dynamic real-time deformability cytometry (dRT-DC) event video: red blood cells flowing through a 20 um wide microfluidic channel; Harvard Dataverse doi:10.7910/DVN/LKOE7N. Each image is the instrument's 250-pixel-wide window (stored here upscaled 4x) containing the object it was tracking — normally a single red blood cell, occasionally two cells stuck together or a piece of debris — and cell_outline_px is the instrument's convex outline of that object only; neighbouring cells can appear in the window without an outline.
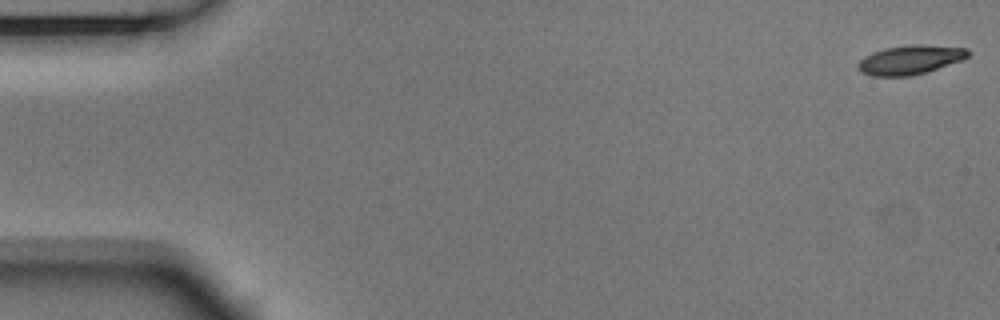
{"species": "Egyptian fruit bat (a non-hibernating species)", "species_latin": "Rousettus aegyptiacus", "temperature_condition": "room temperature", "stored_images_in_passage": 54, "camera_frame_rate_fps": 3000, "um_per_image_px": 0.085, "animal": {"sex": "male"}, "frame": {"image": 1, "passage_image": 1, "time_ms": 0.0, "image_size_px": [1000, 320], "cell_outline_px": [[972, 52], [964, 60], [912, 76], [872, 76], [860, 72], [856, 68], [856, 64], [864, 56], [872, 52], [884, 48], [912, 44], [920, 44], [968, 48]], "centroid_in_image_um": [77.36, 5.08], "position_along_channel_um": 7.6, "area_um2": 19.02}}
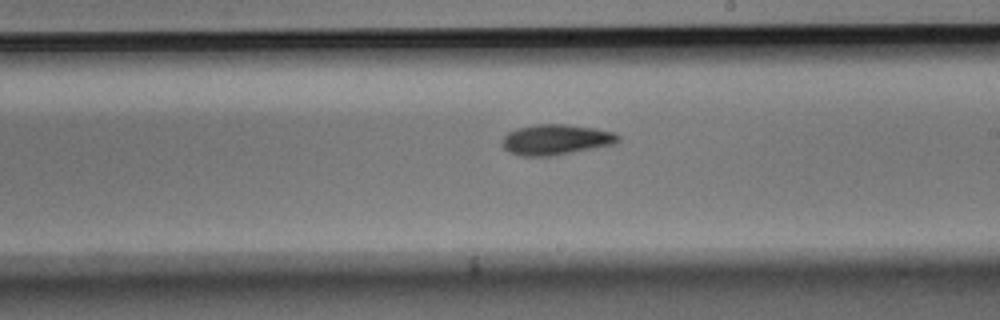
{"frame": {"image": 2, "passage_image": 31, "time_ms": 10.0, "image_size_px": [1000, 320], "cell_outline_px": [[620, 140], [612, 144], [552, 156], [520, 156], [504, 148], [504, 136], [508, 132], [516, 128], [536, 124], [564, 124], [596, 128], [612, 132], [620, 136]], "centroid_in_image_um": [47.25, 11.86], "position_along_channel_um": 241.8, "area_um2": 20.29}}
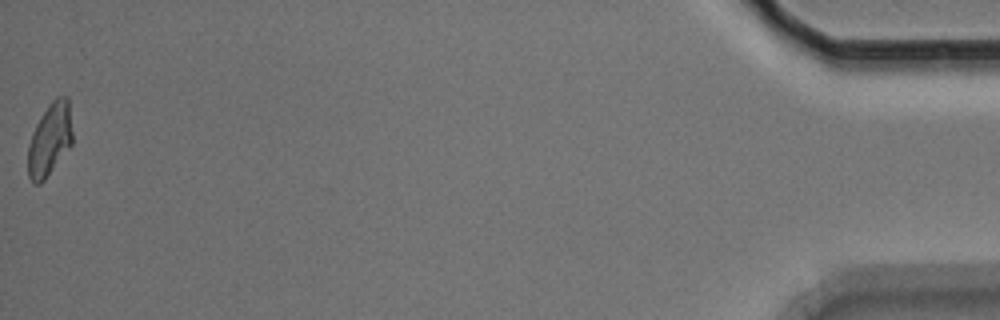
{"frame": {"image": 3, "passage_image": 54, "time_ms": 17.667, "image_size_px": [1000, 320], "cell_outline_px": [[72, 144], [44, 180], [40, 184], [32, 184], [28, 176], [28, 144], [32, 132], [40, 116], [52, 100], [56, 96], [68, 96], [72, 132]], "centroid_in_image_um": [4.22, 11.86], "position_along_channel_um": 431.0, "area_um2": 18.9}, "authors_computed_cell_mechanics": {"area_um2": 19.3341, "velocity_mm_per_s": 3.7353, "shape_relaxation_time_tau1_ms": 3.5497, "shape_relaxation_time_tau2_ms": 5.3623, "deformation_change_tau1": 0.1343, "deformation_change_tau2": 0.1232}}